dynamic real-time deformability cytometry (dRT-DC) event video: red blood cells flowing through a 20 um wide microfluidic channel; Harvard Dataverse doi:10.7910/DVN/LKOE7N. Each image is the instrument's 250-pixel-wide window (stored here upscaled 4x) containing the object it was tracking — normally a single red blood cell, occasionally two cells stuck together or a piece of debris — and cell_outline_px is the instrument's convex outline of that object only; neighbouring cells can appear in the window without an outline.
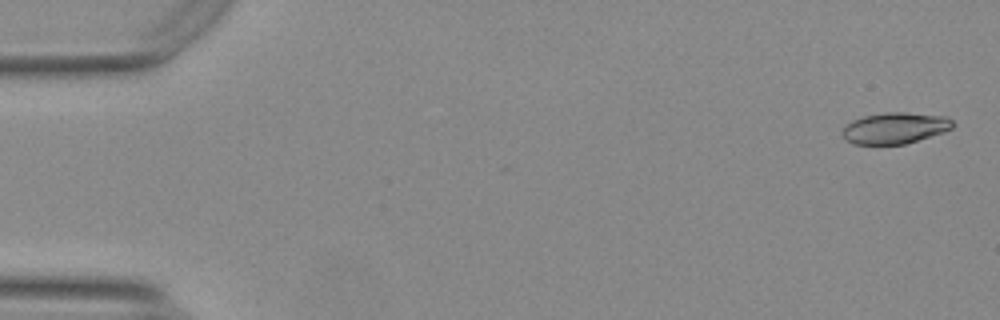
{"species": "Egyptian fruit bat (a non-hibernating species)", "species_latin": "Rousettus aegyptiacus", "temperature_condition": "warm", "stored_images_in_passage": 55, "camera_frame_rate_fps": 3000, "um_per_image_px": 0.085, "animal": {"sex": "female"}, "frame": {"image": 1, "passage_image": 2, "time_ms": 0.333, "image_size_px": [1000, 320], "cell_outline_px": [[956, 124], [952, 128], [944, 132], [904, 144], [852, 144], [844, 136], [844, 128], [852, 120], [864, 116], [888, 112], [904, 112], [948, 116]], "centroid_in_image_um": [76.14, 10.87], "position_along_channel_um": 8.9, "area_um2": 19.94}}
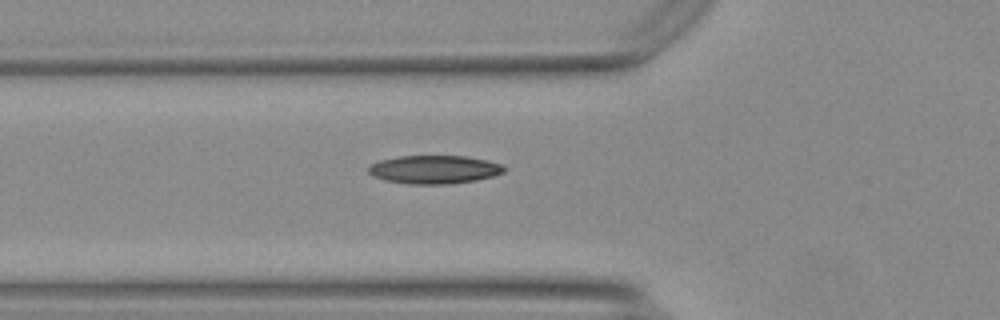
{"frame": {"image": 2, "passage_image": 20, "time_ms": 6.333, "image_size_px": [1000, 320], "cell_outline_px": [[504, 172], [492, 176], [476, 180], [448, 184], [408, 184], [384, 180], [372, 176], [368, 172], [368, 168], [372, 164], [380, 160], [400, 156], [464, 156], [488, 160], [504, 164]], "centroid_in_image_um": [36.91, 14.41], "position_along_channel_um": 88.9, "area_um2": 22.43}}
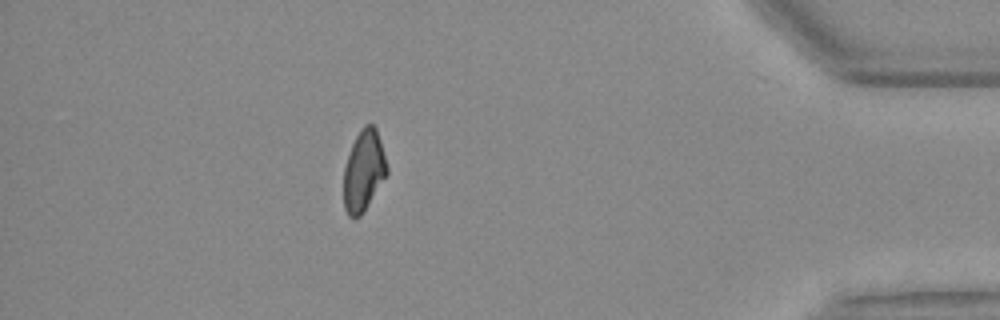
{"frame": {"image": 3, "passage_image": 49, "time_ms": 16.0, "image_size_px": [1000, 320], "cell_outline_px": [[388, 172], [360, 216], [348, 216], [344, 208], [344, 168], [352, 144], [356, 136], [364, 124], [372, 124], [376, 128], [380, 140], [388, 168]], "centroid_in_image_um": [30.91, 14.48], "position_along_channel_um": 404.3, "area_um2": 19.94}, "authors_computed_cell_mechanics": {"area_um2": 20.9236, "velocity_mm_per_s": 3.7367, "shape_relaxation_time_tau1_ms": 8.6985, "shape_relaxation_time_tau2_ms": 4.1424, "deformation_change_tau1": 0.2145, "deformation_change_tau2": 0.1088}}